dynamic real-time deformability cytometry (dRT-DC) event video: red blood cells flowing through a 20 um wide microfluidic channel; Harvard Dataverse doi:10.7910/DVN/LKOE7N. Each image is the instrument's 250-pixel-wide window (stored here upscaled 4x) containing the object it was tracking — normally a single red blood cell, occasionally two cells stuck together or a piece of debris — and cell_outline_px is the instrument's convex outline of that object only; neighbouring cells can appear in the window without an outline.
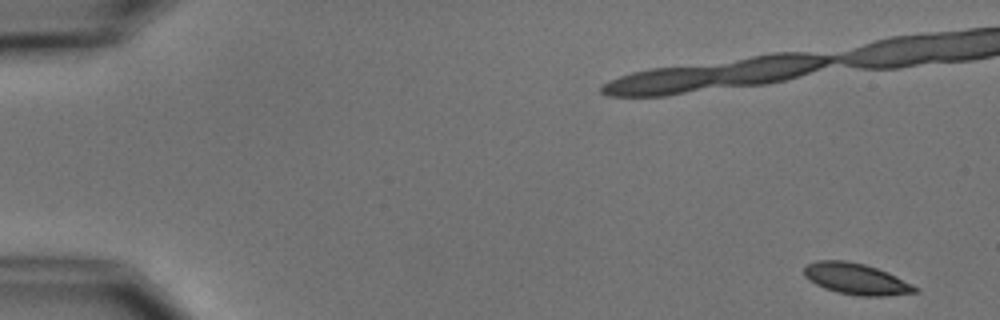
{"species": "common noctule bat (a hibernating species)", "species_latin": "Nyctalus noctula", "temperature_condition": "cold", "stored_images_in_passage": 8, "camera_frame_rate_fps": 3000, "um_per_image_px": 0.085, "animal": {"sex": "male", "body_mass_g": 15.6}, "frame": {"image": 1, "passage_image": 1, "time_ms": 0.0, "image_size_px": [1000, 320], "cell_outline_px": [[920, 292], [884, 296], [856, 296], [836, 292], [824, 288], [808, 280], [804, 276], [804, 268], [808, 264], [816, 260], [848, 260], [864, 264], [888, 272], [920, 288]], "centroid_in_image_um": [72.78, 23.71], "position_along_channel_um": 12.2, "area_um2": 20.4}}